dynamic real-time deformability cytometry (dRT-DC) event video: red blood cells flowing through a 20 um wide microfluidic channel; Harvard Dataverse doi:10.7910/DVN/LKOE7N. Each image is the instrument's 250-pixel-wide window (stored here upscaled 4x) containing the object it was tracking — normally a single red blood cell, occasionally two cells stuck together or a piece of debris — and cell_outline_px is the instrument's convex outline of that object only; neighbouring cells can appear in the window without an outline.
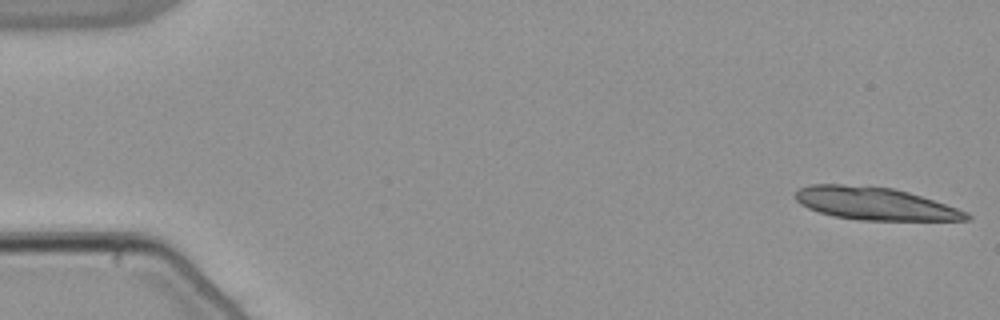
{"species": "common noctule bat (a hibernating species)", "species_latin": "Nyctalus noctula", "temperature_condition": "warm", "stored_images_in_passage": 16, "camera_frame_rate_fps": 3000, "um_per_image_px": 0.085, "animal": {"sex": "male", "body_mass_g": 21.5, "forearm_length_mm": 52.0}, "frame": {"image": 1, "passage_image": 1, "time_ms": 0.0, "image_size_px": [1000, 320], "cell_outline_px": [[972, 220], [860, 220], [836, 216], [820, 212], [808, 208], [800, 204], [792, 196], [800, 188], [808, 184], [844, 184], [892, 188], [908, 192], [968, 212], [972, 216]], "centroid_in_image_um": [74.33, 17.3], "position_along_channel_um": 10.7, "area_um2": 32.31}}